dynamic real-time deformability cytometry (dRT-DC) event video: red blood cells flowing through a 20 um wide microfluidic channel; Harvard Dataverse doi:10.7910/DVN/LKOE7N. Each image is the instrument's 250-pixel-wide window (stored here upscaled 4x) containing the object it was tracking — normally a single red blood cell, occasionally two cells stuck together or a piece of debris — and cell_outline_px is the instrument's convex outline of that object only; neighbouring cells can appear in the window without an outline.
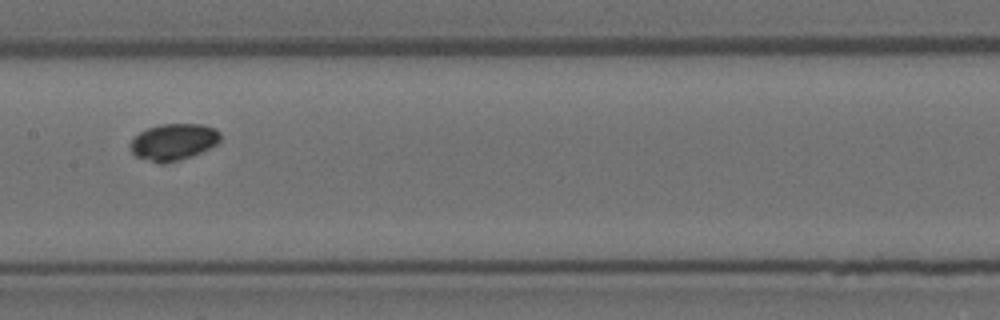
{"species": "Egyptian fruit bat (a non-hibernating species)", "species_latin": "Rousettus aegyptiacus", "temperature_condition": "room temperature", "stored_images_in_passage": 16, "camera_frame_rate_fps": 3000, "um_per_image_px": 0.085, "animal": {"sex": "female"}, "frame": {"image": 1, "passage_image": 8, "time_ms": 2.333, "image_size_px": [1000, 320], "cell_outline_px": [[220, 140], [216, 144], [192, 156], [180, 160], [164, 164], [160, 164], [136, 156], [132, 152], [132, 140], [140, 132], [148, 128], [160, 124], [200, 124], [216, 128], [220, 132]], "centroid_in_image_um": [14.77, 12.06], "position_along_channel_um": 192.6, "area_um2": 19.02}}
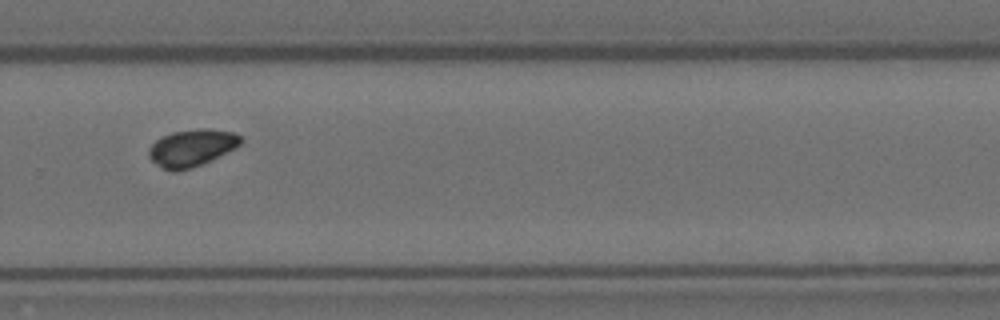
{"frame": {"image": 2, "passage_image": 11, "time_ms": 3.333, "image_size_px": [1000, 320], "cell_outline_px": [[244, 140], [236, 148], [192, 168], [176, 172], [172, 172], [164, 168], [152, 160], [148, 156], [148, 148], [156, 140], [172, 132], [200, 128], [212, 128], [232, 132], [240, 136]], "centroid_in_image_um": [16.31, 12.56], "position_along_channel_um": 313.5, "area_um2": 19.83}}
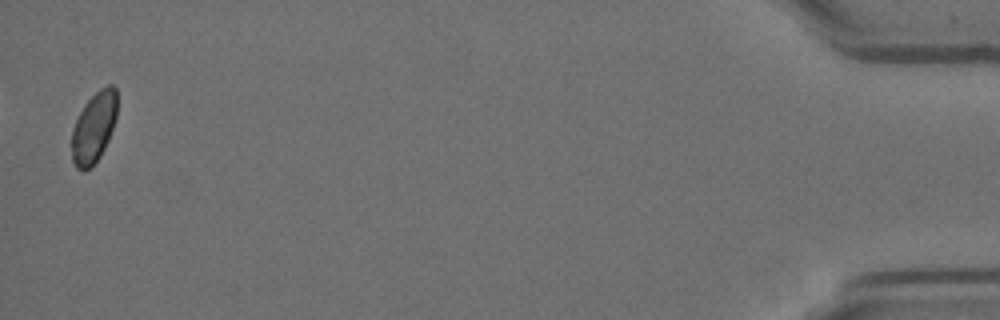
{"frame": {"image": 3, "passage_image": 16, "time_ms": 5.0, "image_size_px": [1000, 320], "cell_outline_px": [[116, 116], [108, 140], [100, 156], [92, 168], [84, 172], [76, 168], [72, 160], [72, 128], [84, 104], [100, 88], [108, 84], [112, 84], [116, 88]], "centroid_in_image_um": [7.96, 10.86], "position_along_channel_um": 427.2, "area_um2": 18.67}}